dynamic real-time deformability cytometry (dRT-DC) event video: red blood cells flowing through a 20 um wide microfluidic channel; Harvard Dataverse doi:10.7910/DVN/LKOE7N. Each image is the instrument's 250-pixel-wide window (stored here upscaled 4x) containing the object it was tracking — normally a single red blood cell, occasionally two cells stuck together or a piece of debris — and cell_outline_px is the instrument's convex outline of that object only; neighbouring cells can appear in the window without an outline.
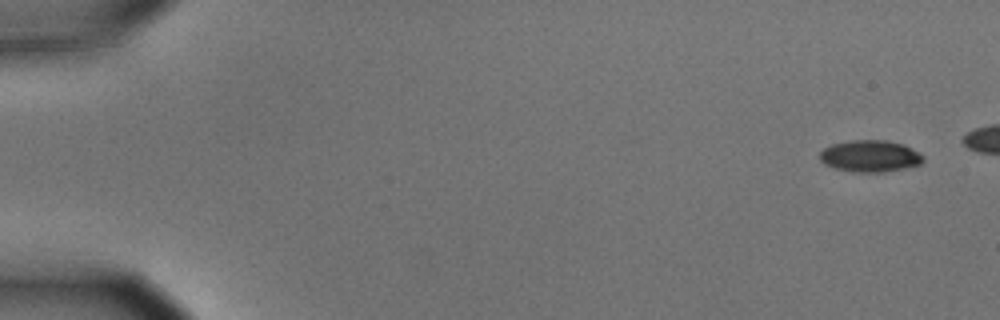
{"species": "common noctule bat (a hibernating species)", "species_latin": "Nyctalus noctula", "temperature_condition": "cold", "stored_images_in_passage": 5, "camera_frame_rate_fps": 3000, "um_per_image_px": 0.085, "animal": {"sex": "male", "body_mass_g": 15.6}, "frame": {"image": 1, "passage_image": 1, "time_ms": 0.0, "image_size_px": [1000, 320], "cell_outline_px": [[924, 160], [920, 164], [904, 168], [884, 172], [852, 172], [836, 168], [824, 164], [820, 160], [820, 152], [824, 148], [832, 144], [852, 140], [888, 140], [904, 144], [920, 152], [924, 156]], "centroid_in_image_um": [73.98, 13.26], "position_along_channel_um": 11.0, "area_um2": 19.25}}